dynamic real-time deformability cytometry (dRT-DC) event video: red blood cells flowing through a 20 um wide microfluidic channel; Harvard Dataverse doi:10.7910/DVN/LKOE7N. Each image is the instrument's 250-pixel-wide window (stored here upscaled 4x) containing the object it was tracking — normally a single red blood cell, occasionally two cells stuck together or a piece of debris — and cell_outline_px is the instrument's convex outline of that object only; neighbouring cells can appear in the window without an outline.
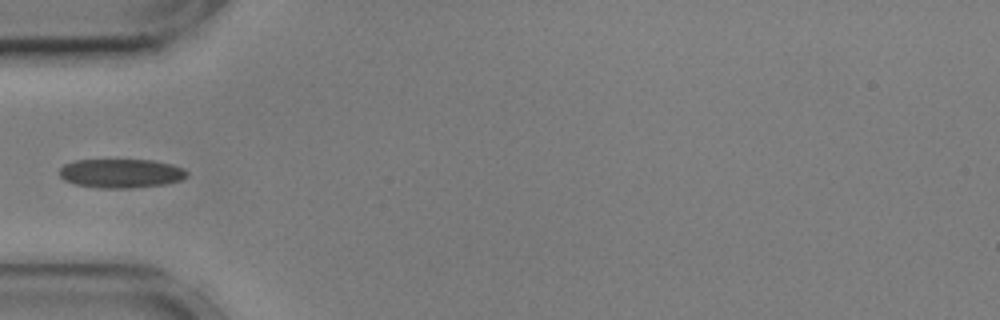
{"species": "common noctule bat (a hibernating species)", "species_latin": "Nyctalus noctula", "temperature_condition": "cold", "stored_images_in_passage": 39, "camera_frame_rate_fps": 3000, "um_per_image_px": 0.085, "animal": {"sex": "male", "body_mass_g": 17.9, "forearm_length_mm": 54.2}, "frame": {"image": 1, "passage_image": 1, "time_ms": 0.0, "image_size_px": [1000, 320], "cell_outline_px": [[188, 176], [180, 180], [168, 184], [132, 188], [100, 188], [76, 184], [64, 180], [60, 176], [60, 168], [64, 164], [76, 160], [152, 160], [172, 164], [184, 168], [188, 172]], "centroid_in_image_um": [10.32, 14.73], "position_along_channel_um": 74.7, "area_um2": 21.68}}
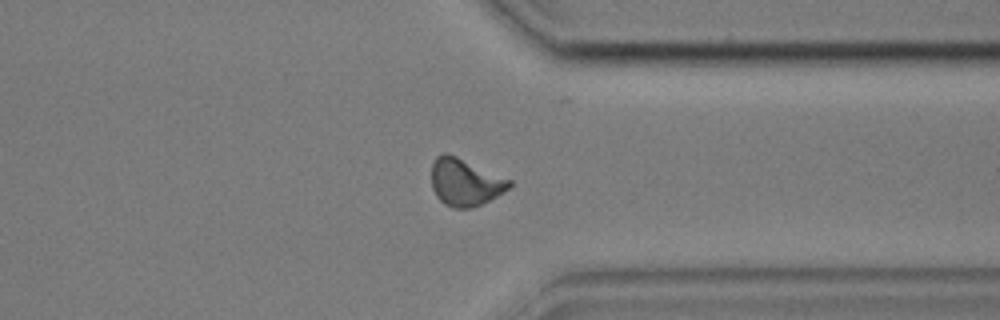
{"frame": {"image": 2, "passage_image": 26, "time_ms": 8.333, "image_size_px": [1000, 320], "cell_outline_px": [[512, 184], [504, 192], [472, 208], [452, 208], [444, 204], [436, 196], [432, 188], [432, 164], [436, 156], [444, 152], [448, 152], [512, 180]], "centroid_in_image_um": [39.51, 15.47], "position_along_channel_um": 371.9, "area_um2": 21.5}}
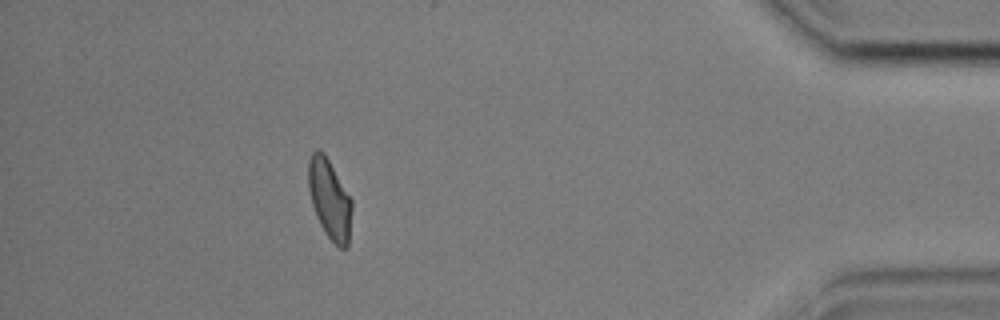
{"frame": {"image": 3, "passage_image": 33, "time_ms": 10.667, "image_size_px": [1000, 320], "cell_outline_px": [[352, 208], [348, 248], [340, 248], [324, 232], [316, 216], [312, 204], [308, 188], [308, 160], [312, 152], [316, 148], [324, 152], [352, 200]], "centroid_in_image_um": [28.01, 16.91], "position_along_channel_um": 407.2, "area_um2": 20.23}}